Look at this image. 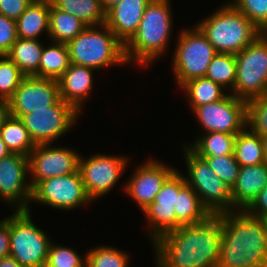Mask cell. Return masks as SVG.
Returning <instances> with one entry per match:
<instances>
[{
	"label": "cell",
	"mask_w": 267,
	"mask_h": 267,
	"mask_svg": "<svg viewBox=\"0 0 267 267\" xmlns=\"http://www.w3.org/2000/svg\"><path fill=\"white\" fill-rule=\"evenodd\" d=\"M81 256L74 249L52 241L45 267H86V253Z\"/></svg>",
	"instance_id": "cell-36"
},
{
	"label": "cell",
	"mask_w": 267,
	"mask_h": 267,
	"mask_svg": "<svg viewBox=\"0 0 267 267\" xmlns=\"http://www.w3.org/2000/svg\"><path fill=\"white\" fill-rule=\"evenodd\" d=\"M262 142H263L264 158L265 162L267 163V135L262 136Z\"/></svg>",
	"instance_id": "cell-47"
},
{
	"label": "cell",
	"mask_w": 267,
	"mask_h": 267,
	"mask_svg": "<svg viewBox=\"0 0 267 267\" xmlns=\"http://www.w3.org/2000/svg\"><path fill=\"white\" fill-rule=\"evenodd\" d=\"M184 145L182 152L188 171L184 177L198 194L203 206L211 215L233 211L231 188L218 177L204 158Z\"/></svg>",
	"instance_id": "cell-6"
},
{
	"label": "cell",
	"mask_w": 267,
	"mask_h": 267,
	"mask_svg": "<svg viewBox=\"0 0 267 267\" xmlns=\"http://www.w3.org/2000/svg\"><path fill=\"white\" fill-rule=\"evenodd\" d=\"M49 22V40L63 44H68L87 27L79 18L57 9L51 0Z\"/></svg>",
	"instance_id": "cell-25"
},
{
	"label": "cell",
	"mask_w": 267,
	"mask_h": 267,
	"mask_svg": "<svg viewBox=\"0 0 267 267\" xmlns=\"http://www.w3.org/2000/svg\"><path fill=\"white\" fill-rule=\"evenodd\" d=\"M33 0H0V14L17 20Z\"/></svg>",
	"instance_id": "cell-40"
},
{
	"label": "cell",
	"mask_w": 267,
	"mask_h": 267,
	"mask_svg": "<svg viewBox=\"0 0 267 267\" xmlns=\"http://www.w3.org/2000/svg\"><path fill=\"white\" fill-rule=\"evenodd\" d=\"M152 0H122L106 12L105 24L125 44L137 31Z\"/></svg>",
	"instance_id": "cell-19"
},
{
	"label": "cell",
	"mask_w": 267,
	"mask_h": 267,
	"mask_svg": "<svg viewBox=\"0 0 267 267\" xmlns=\"http://www.w3.org/2000/svg\"><path fill=\"white\" fill-rule=\"evenodd\" d=\"M222 217L210 215L197 224L182 225L152 244L158 267H217L222 240Z\"/></svg>",
	"instance_id": "cell-1"
},
{
	"label": "cell",
	"mask_w": 267,
	"mask_h": 267,
	"mask_svg": "<svg viewBox=\"0 0 267 267\" xmlns=\"http://www.w3.org/2000/svg\"><path fill=\"white\" fill-rule=\"evenodd\" d=\"M236 135L225 132L201 133L187 146L198 156L230 155L234 152Z\"/></svg>",
	"instance_id": "cell-29"
},
{
	"label": "cell",
	"mask_w": 267,
	"mask_h": 267,
	"mask_svg": "<svg viewBox=\"0 0 267 267\" xmlns=\"http://www.w3.org/2000/svg\"><path fill=\"white\" fill-rule=\"evenodd\" d=\"M102 8L105 12H107L110 8L115 6L117 3L121 2L122 0H100Z\"/></svg>",
	"instance_id": "cell-45"
},
{
	"label": "cell",
	"mask_w": 267,
	"mask_h": 267,
	"mask_svg": "<svg viewBox=\"0 0 267 267\" xmlns=\"http://www.w3.org/2000/svg\"><path fill=\"white\" fill-rule=\"evenodd\" d=\"M29 156L10 153L0 159V200L14 210H30L32 188L27 183Z\"/></svg>",
	"instance_id": "cell-15"
},
{
	"label": "cell",
	"mask_w": 267,
	"mask_h": 267,
	"mask_svg": "<svg viewBox=\"0 0 267 267\" xmlns=\"http://www.w3.org/2000/svg\"><path fill=\"white\" fill-rule=\"evenodd\" d=\"M70 63L96 71L127 64L124 44L106 25L87 26L68 44Z\"/></svg>",
	"instance_id": "cell-5"
},
{
	"label": "cell",
	"mask_w": 267,
	"mask_h": 267,
	"mask_svg": "<svg viewBox=\"0 0 267 267\" xmlns=\"http://www.w3.org/2000/svg\"><path fill=\"white\" fill-rule=\"evenodd\" d=\"M267 185V163L240 166L235 184L231 188L234 210H245Z\"/></svg>",
	"instance_id": "cell-21"
},
{
	"label": "cell",
	"mask_w": 267,
	"mask_h": 267,
	"mask_svg": "<svg viewBox=\"0 0 267 267\" xmlns=\"http://www.w3.org/2000/svg\"><path fill=\"white\" fill-rule=\"evenodd\" d=\"M236 56V82L231 94L248 101L267 94V33Z\"/></svg>",
	"instance_id": "cell-9"
},
{
	"label": "cell",
	"mask_w": 267,
	"mask_h": 267,
	"mask_svg": "<svg viewBox=\"0 0 267 267\" xmlns=\"http://www.w3.org/2000/svg\"><path fill=\"white\" fill-rule=\"evenodd\" d=\"M176 229L182 225L197 224L211 214L203 206L198 194L187 183L176 195Z\"/></svg>",
	"instance_id": "cell-24"
},
{
	"label": "cell",
	"mask_w": 267,
	"mask_h": 267,
	"mask_svg": "<svg viewBox=\"0 0 267 267\" xmlns=\"http://www.w3.org/2000/svg\"><path fill=\"white\" fill-rule=\"evenodd\" d=\"M220 216L223 234L217 267H267V233L263 220L245 210Z\"/></svg>",
	"instance_id": "cell-2"
},
{
	"label": "cell",
	"mask_w": 267,
	"mask_h": 267,
	"mask_svg": "<svg viewBox=\"0 0 267 267\" xmlns=\"http://www.w3.org/2000/svg\"><path fill=\"white\" fill-rule=\"evenodd\" d=\"M199 157L204 158L218 177L232 188L236 182L240 169V165L235 160L234 154Z\"/></svg>",
	"instance_id": "cell-37"
},
{
	"label": "cell",
	"mask_w": 267,
	"mask_h": 267,
	"mask_svg": "<svg viewBox=\"0 0 267 267\" xmlns=\"http://www.w3.org/2000/svg\"><path fill=\"white\" fill-rule=\"evenodd\" d=\"M80 114L73 105L60 98L54 105L33 110L20 120L35 145L53 144L75 126Z\"/></svg>",
	"instance_id": "cell-10"
},
{
	"label": "cell",
	"mask_w": 267,
	"mask_h": 267,
	"mask_svg": "<svg viewBox=\"0 0 267 267\" xmlns=\"http://www.w3.org/2000/svg\"><path fill=\"white\" fill-rule=\"evenodd\" d=\"M180 88L189 98L191 111L195 107L221 100L227 95L224 88L205 77L192 79Z\"/></svg>",
	"instance_id": "cell-30"
},
{
	"label": "cell",
	"mask_w": 267,
	"mask_h": 267,
	"mask_svg": "<svg viewBox=\"0 0 267 267\" xmlns=\"http://www.w3.org/2000/svg\"><path fill=\"white\" fill-rule=\"evenodd\" d=\"M50 0H33L16 20L17 36L22 39L40 40V35L49 34Z\"/></svg>",
	"instance_id": "cell-22"
},
{
	"label": "cell",
	"mask_w": 267,
	"mask_h": 267,
	"mask_svg": "<svg viewBox=\"0 0 267 267\" xmlns=\"http://www.w3.org/2000/svg\"><path fill=\"white\" fill-rule=\"evenodd\" d=\"M25 75L6 55L0 56V100L8 101Z\"/></svg>",
	"instance_id": "cell-34"
},
{
	"label": "cell",
	"mask_w": 267,
	"mask_h": 267,
	"mask_svg": "<svg viewBox=\"0 0 267 267\" xmlns=\"http://www.w3.org/2000/svg\"><path fill=\"white\" fill-rule=\"evenodd\" d=\"M129 255L112 246L91 248L86 253V267H129Z\"/></svg>",
	"instance_id": "cell-33"
},
{
	"label": "cell",
	"mask_w": 267,
	"mask_h": 267,
	"mask_svg": "<svg viewBox=\"0 0 267 267\" xmlns=\"http://www.w3.org/2000/svg\"><path fill=\"white\" fill-rule=\"evenodd\" d=\"M129 156L93 154L88 158L80 155L79 170L86 193L94 201L107 195L117 186L128 167ZM119 180V181H118Z\"/></svg>",
	"instance_id": "cell-12"
},
{
	"label": "cell",
	"mask_w": 267,
	"mask_h": 267,
	"mask_svg": "<svg viewBox=\"0 0 267 267\" xmlns=\"http://www.w3.org/2000/svg\"><path fill=\"white\" fill-rule=\"evenodd\" d=\"M229 2L260 31L267 33V0H232Z\"/></svg>",
	"instance_id": "cell-38"
},
{
	"label": "cell",
	"mask_w": 267,
	"mask_h": 267,
	"mask_svg": "<svg viewBox=\"0 0 267 267\" xmlns=\"http://www.w3.org/2000/svg\"><path fill=\"white\" fill-rule=\"evenodd\" d=\"M261 219L263 220V222H264V224H265L266 233H267V214L264 215L263 217H261Z\"/></svg>",
	"instance_id": "cell-48"
},
{
	"label": "cell",
	"mask_w": 267,
	"mask_h": 267,
	"mask_svg": "<svg viewBox=\"0 0 267 267\" xmlns=\"http://www.w3.org/2000/svg\"><path fill=\"white\" fill-rule=\"evenodd\" d=\"M67 44L52 42L44 46L39 64V78L59 80L70 66Z\"/></svg>",
	"instance_id": "cell-26"
},
{
	"label": "cell",
	"mask_w": 267,
	"mask_h": 267,
	"mask_svg": "<svg viewBox=\"0 0 267 267\" xmlns=\"http://www.w3.org/2000/svg\"><path fill=\"white\" fill-rule=\"evenodd\" d=\"M220 6L196 26L217 52L237 54L263 32L231 2L228 1Z\"/></svg>",
	"instance_id": "cell-4"
},
{
	"label": "cell",
	"mask_w": 267,
	"mask_h": 267,
	"mask_svg": "<svg viewBox=\"0 0 267 267\" xmlns=\"http://www.w3.org/2000/svg\"><path fill=\"white\" fill-rule=\"evenodd\" d=\"M17 39L16 20L0 14V54L6 55Z\"/></svg>",
	"instance_id": "cell-39"
},
{
	"label": "cell",
	"mask_w": 267,
	"mask_h": 267,
	"mask_svg": "<svg viewBox=\"0 0 267 267\" xmlns=\"http://www.w3.org/2000/svg\"><path fill=\"white\" fill-rule=\"evenodd\" d=\"M192 112L204 133L238 134L246 127L247 101L228 93L221 100L195 107Z\"/></svg>",
	"instance_id": "cell-13"
},
{
	"label": "cell",
	"mask_w": 267,
	"mask_h": 267,
	"mask_svg": "<svg viewBox=\"0 0 267 267\" xmlns=\"http://www.w3.org/2000/svg\"><path fill=\"white\" fill-rule=\"evenodd\" d=\"M10 214V253L24 267H45L52 242L32 220L31 210Z\"/></svg>",
	"instance_id": "cell-7"
},
{
	"label": "cell",
	"mask_w": 267,
	"mask_h": 267,
	"mask_svg": "<svg viewBox=\"0 0 267 267\" xmlns=\"http://www.w3.org/2000/svg\"><path fill=\"white\" fill-rule=\"evenodd\" d=\"M171 8L170 0H152L147 5L137 31L124 44L127 64L148 68L166 53L174 24Z\"/></svg>",
	"instance_id": "cell-3"
},
{
	"label": "cell",
	"mask_w": 267,
	"mask_h": 267,
	"mask_svg": "<svg viewBox=\"0 0 267 267\" xmlns=\"http://www.w3.org/2000/svg\"><path fill=\"white\" fill-rule=\"evenodd\" d=\"M245 211L255 217H263L267 214V185L255 197Z\"/></svg>",
	"instance_id": "cell-41"
},
{
	"label": "cell",
	"mask_w": 267,
	"mask_h": 267,
	"mask_svg": "<svg viewBox=\"0 0 267 267\" xmlns=\"http://www.w3.org/2000/svg\"><path fill=\"white\" fill-rule=\"evenodd\" d=\"M46 205L59 211H72L91 204L80 170L41 181L32 190L31 203Z\"/></svg>",
	"instance_id": "cell-11"
},
{
	"label": "cell",
	"mask_w": 267,
	"mask_h": 267,
	"mask_svg": "<svg viewBox=\"0 0 267 267\" xmlns=\"http://www.w3.org/2000/svg\"><path fill=\"white\" fill-rule=\"evenodd\" d=\"M51 3L57 9L79 18L87 26L105 24L106 12L100 0H51Z\"/></svg>",
	"instance_id": "cell-28"
},
{
	"label": "cell",
	"mask_w": 267,
	"mask_h": 267,
	"mask_svg": "<svg viewBox=\"0 0 267 267\" xmlns=\"http://www.w3.org/2000/svg\"><path fill=\"white\" fill-rule=\"evenodd\" d=\"M53 145H36L29 154V183L32 190L43 180L73 174L79 170L81 154L76 149Z\"/></svg>",
	"instance_id": "cell-14"
},
{
	"label": "cell",
	"mask_w": 267,
	"mask_h": 267,
	"mask_svg": "<svg viewBox=\"0 0 267 267\" xmlns=\"http://www.w3.org/2000/svg\"><path fill=\"white\" fill-rule=\"evenodd\" d=\"M0 137L11 153L29 156L36 146L22 121L11 115L4 121Z\"/></svg>",
	"instance_id": "cell-31"
},
{
	"label": "cell",
	"mask_w": 267,
	"mask_h": 267,
	"mask_svg": "<svg viewBox=\"0 0 267 267\" xmlns=\"http://www.w3.org/2000/svg\"><path fill=\"white\" fill-rule=\"evenodd\" d=\"M233 154L240 166H254L264 163L262 137L246 126L236 135Z\"/></svg>",
	"instance_id": "cell-27"
},
{
	"label": "cell",
	"mask_w": 267,
	"mask_h": 267,
	"mask_svg": "<svg viewBox=\"0 0 267 267\" xmlns=\"http://www.w3.org/2000/svg\"><path fill=\"white\" fill-rule=\"evenodd\" d=\"M218 52L195 25L178 33L171 62L176 84L180 87L195 78L204 77L210 62Z\"/></svg>",
	"instance_id": "cell-8"
},
{
	"label": "cell",
	"mask_w": 267,
	"mask_h": 267,
	"mask_svg": "<svg viewBox=\"0 0 267 267\" xmlns=\"http://www.w3.org/2000/svg\"><path fill=\"white\" fill-rule=\"evenodd\" d=\"M10 253V215L0 220V259Z\"/></svg>",
	"instance_id": "cell-42"
},
{
	"label": "cell",
	"mask_w": 267,
	"mask_h": 267,
	"mask_svg": "<svg viewBox=\"0 0 267 267\" xmlns=\"http://www.w3.org/2000/svg\"><path fill=\"white\" fill-rule=\"evenodd\" d=\"M94 71L95 69L90 67L70 64L58 80L60 98L73 105L80 113L93 91L91 89L94 83Z\"/></svg>",
	"instance_id": "cell-20"
},
{
	"label": "cell",
	"mask_w": 267,
	"mask_h": 267,
	"mask_svg": "<svg viewBox=\"0 0 267 267\" xmlns=\"http://www.w3.org/2000/svg\"><path fill=\"white\" fill-rule=\"evenodd\" d=\"M10 115L9 112V106L6 101L0 100V131L3 126L4 121L7 119V117Z\"/></svg>",
	"instance_id": "cell-43"
},
{
	"label": "cell",
	"mask_w": 267,
	"mask_h": 267,
	"mask_svg": "<svg viewBox=\"0 0 267 267\" xmlns=\"http://www.w3.org/2000/svg\"><path fill=\"white\" fill-rule=\"evenodd\" d=\"M246 126L261 137L267 135V94L247 101Z\"/></svg>",
	"instance_id": "cell-35"
},
{
	"label": "cell",
	"mask_w": 267,
	"mask_h": 267,
	"mask_svg": "<svg viewBox=\"0 0 267 267\" xmlns=\"http://www.w3.org/2000/svg\"><path fill=\"white\" fill-rule=\"evenodd\" d=\"M44 44L37 39L18 38L6 56L12 60L25 76L39 77V64Z\"/></svg>",
	"instance_id": "cell-23"
},
{
	"label": "cell",
	"mask_w": 267,
	"mask_h": 267,
	"mask_svg": "<svg viewBox=\"0 0 267 267\" xmlns=\"http://www.w3.org/2000/svg\"><path fill=\"white\" fill-rule=\"evenodd\" d=\"M0 267H24L12 256H7L0 259Z\"/></svg>",
	"instance_id": "cell-44"
},
{
	"label": "cell",
	"mask_w": 267,
	"mask_h": 267,
	"mask_svg": "<svg viewBox=\"0 0 267 267\" xmlns=\"http://www.w3.org/2000/svg\"><path fill=\"white\" fill-rule=\"evenodd\" d=\"M186 184L184 174L177 170L162 186L155 200L142 213L149 223L148 234L153 243L158 237L176 229V195Z\"/></svg>",
	"instance_id": "cell-16"
},
{
	"label": "cell",
	"mask_w": 267,
	"mask_h": 267,
	"mask_svg": "<svg viewBox=\"0 0 267 267\" xmlns=\"http://www.w3.org/2000/svg\"><path fill=\"white\" fill-rule=\"evenodd\" d=\"M135 169L123 188L143 211L155 200L162 186L177 171V168L168 166L164 161H158L155 158L147 159Z\"/></svg>",
	"instance_id": "cell-18"
},
{
	"label": "cell",
	"mask_w": 267,
	"mask_h": 267,
	"mask_svg": "<svg viewBox=\"0 0 267 267\" xmlns=\"http://www.w3.org/2000/svg\"><path fill=\"white\" fill-rule=\"evenodd\" d=\"M59 99L57 80L25 76L7 103L10 115L20 119L33 110L46 109L54 105Z\"/></svg>",
	"instance_id": "cell-17"
},
{
	"label": "cell",
	"mask_w": 267,
	"mask_h": 267,
	"mask_svg": "<svg viewBox=\"0 0 267 267\" xmlns=\"http://www.w3.org/2000/svg\"><path fill=\"white\" fill-rule=\"evenodd\" d=\"M236 74L235 54L218 52L210 62L204 77L212 80L230 93L235 86Z\"/></svg>",
	"instance_id": "cell-32"
},
{
	"label": "cell",
	"mask_w": 267,
	"mask_h": 267,
	"mask_svg": "<svg viewBox=\"0 0 267 267\" xmlns=\"http://www.w3.org/2000/svg\"><path fill=\"white\" fill-rule=\"evenodd\" d=\"M11 152L7 149L5 142L0 137V159L8 156Z\"/></svg>",
	"instance_id": "cell-46"
}]
</instances>
